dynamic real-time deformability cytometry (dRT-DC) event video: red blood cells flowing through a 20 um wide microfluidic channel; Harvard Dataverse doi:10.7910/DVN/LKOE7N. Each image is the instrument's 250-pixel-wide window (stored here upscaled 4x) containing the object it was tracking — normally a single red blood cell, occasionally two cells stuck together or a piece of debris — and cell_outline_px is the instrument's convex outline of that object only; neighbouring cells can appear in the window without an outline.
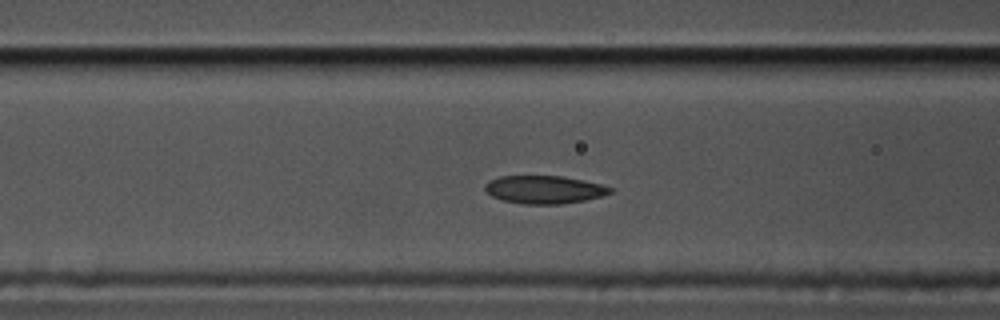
{"species": "common noctule bat (a hibernating species)", "species_latin": "Nyctalus noctula", "temperature_condition": "cold", "stored_images_in_passage": 35, "camera_frame_rate_fps": 3000, "um_per_image_px": 0.085, "animal": {"sex": "male", "body_mass_g": 17.5, "forearm_length_mm": 52.3}, "frame": {"image": 1, "passage_image": 14, "time_ms": 4.333, "image_size_px": [1000, 320], "cell_outline_px": [[612, 192], [600, 196], [584, 200], [560, 204], [524, 204], [504, 200], [492, 196], [484, 188], [484, 184], [488, 180], [500, 176], [564, 176], [584, 180], [600, 184], [612, 188]], "centroid_in_image_um": [46.24, 16.1], "position_along_channel_um": 120.4, "area_um2": 20.29}}
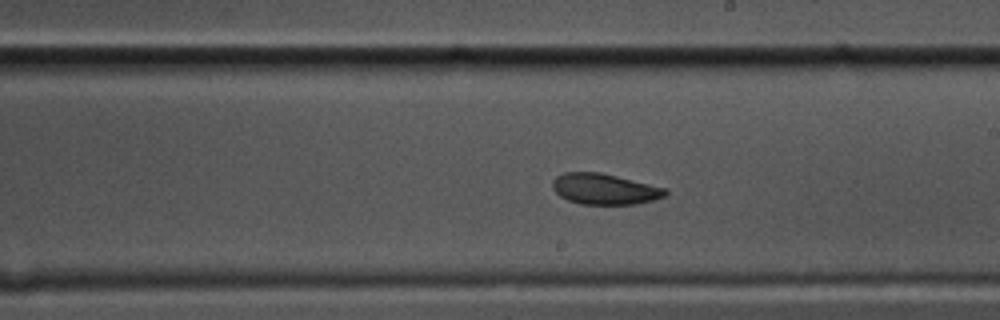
{"frame": {"image": 2, "passage_image": 24, "time_ms": 7.667, "image_size_px": [1000, 320], "cell_outline_px": [[668, 196], [636, 204], [580, 204], [568, 200], [560, 196], [552, 188], [552, 180], [556, 176], [564, 172], [600, 172], [668, 188]], "centroid_in_image_um": [51.41, 16.06], "position_along_channel_um": 237.6, "area_um2": 20.46}}
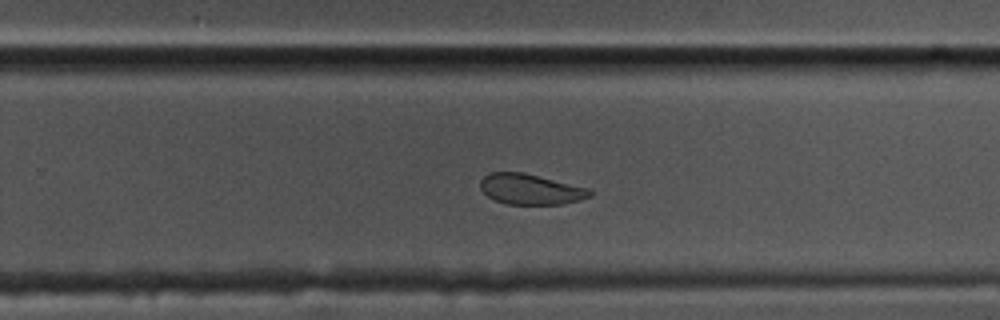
{"frame": {"image": 3, "passage_image": 28, "time_ms": 9.0, "image_size_px": [1000, 320], "cell_outline_px": [[592, 196], [580, 200], [564, 204], [508, 204], [492, 200], [480, 188], [480, 180], [488, 172], [524, 172], [588, 188], [592, 192]], "centroid_in_image_um": [45.08, 16.08], "position_along_channel_um": 284.7, "area_um2": 19.59}}